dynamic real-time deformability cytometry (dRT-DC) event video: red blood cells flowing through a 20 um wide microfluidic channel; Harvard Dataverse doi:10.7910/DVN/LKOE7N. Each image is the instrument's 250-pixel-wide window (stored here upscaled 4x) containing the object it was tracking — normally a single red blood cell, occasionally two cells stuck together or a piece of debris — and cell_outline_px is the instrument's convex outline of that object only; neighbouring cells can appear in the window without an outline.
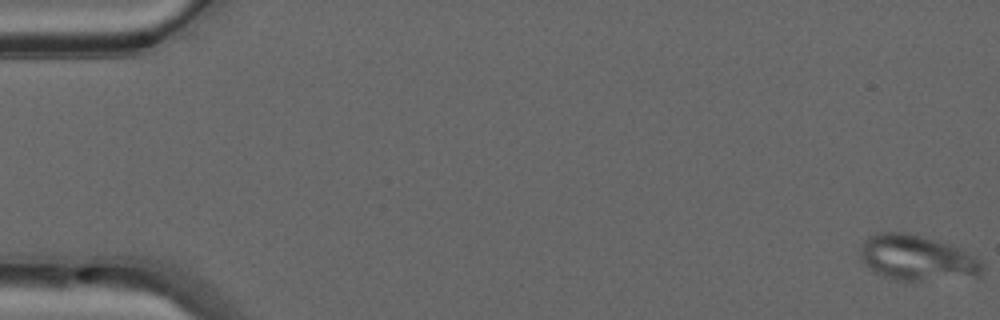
{"species": "common noctule bat (a hibernating species)", "species_latin": "Nyctalus noctula", "temperature_condition": "warm", "stored_images_in_passage": 50, "camera_frame_rate_fps": 3000, "um_per_image_px": 0.085, "animal": {"sex": "male", "forearm_length_mm": 52.5}, "frame": {"image": 1, "passage_image": 1, "time_ms": 0.0, "image_size_px": [1000, 320], "cell_outline_px": [[984, 272], [976, 276], [920, 280], [896, 280], [880, 276], [864, 264], [860, 256], [860, 244], [868, 236], [880, 232], [908, 232], [964, 248], [980, 260], [984, 264]], "centroid_in_image_um": [77.94, 21.9], "position_along_channel_um": 7.1, "area_um2": 32.6}}
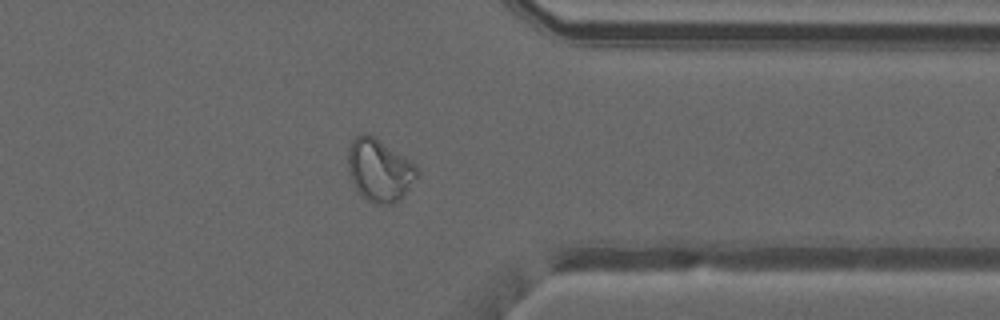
{"frame": {"image": 2, "passage_image": 40, "time_ms": 13.0, "image_size_px": [1000, 320], "cell_outline_px": [[420, 172], [400, 200], [388, 204], [384, 204], [368, 200], [360, 196], [348, 172], [348, 148], [352, 136], [364, 132], [372, 136], [416, 164], [420, 168]], "centroid_in_image_um": [32.23, 14.44], "position_along_channel_um": 379.2, "area_um2": 25.09}}
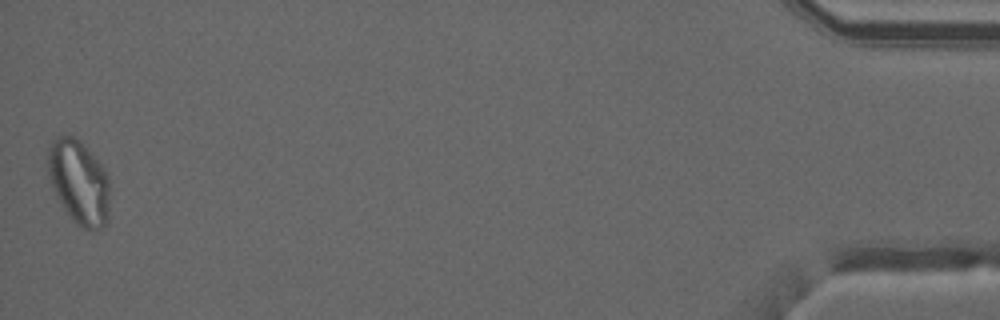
{"frame": {"image": 3, "passage_image": 50, "time_ms": 16.333, "image_size_px": [1000, 320], "cell_outline_px": [[108, 224], [100, 228], [84, 228], [76, 224], [72, 220], [60, 204], [52, 188], [48, 176], [48, 144], [56, 136], [72, 136], [104, 168], [108, 176]], "centroid_in_image_um": [6.67, 15.51], "position_along_channel_um": 428.5, "area_um2": 29.94}}